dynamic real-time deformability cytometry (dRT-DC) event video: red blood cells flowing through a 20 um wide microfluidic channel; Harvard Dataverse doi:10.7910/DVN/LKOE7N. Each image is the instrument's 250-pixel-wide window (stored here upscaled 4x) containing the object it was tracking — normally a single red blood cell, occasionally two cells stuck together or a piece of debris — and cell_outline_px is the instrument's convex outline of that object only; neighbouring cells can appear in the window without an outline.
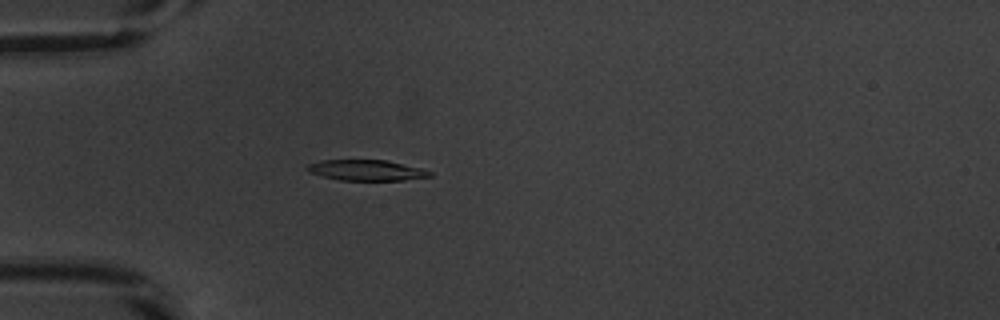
{"species": "common noctule bat (a hibernating species)", "species_latin": "Nyctalus noctula", "temperature_condition": "warm", "stored_images_in_passage": 45, "camera_frame_rate_fps": 3000, "um_per_image_px": 0.085, "animal": {"sex": "male", "body_mass_g": 20.1, "forearm_length_mm": 53.5}, "frame": {"image": 1, "passage_image": 8, "time_ms": 2.333, "image_size_px": [1000, 320], "cell_outline_px": [[432, 176], [404, 180], [340, 180], [308, 172], [308, 164], [320, 160], [384, 160], [420, 168], [432, 172]], "centroid_in_image_um": [31.14, 14.47], "position_along_channel_um": 53.9, "area_um2": 14.51}}
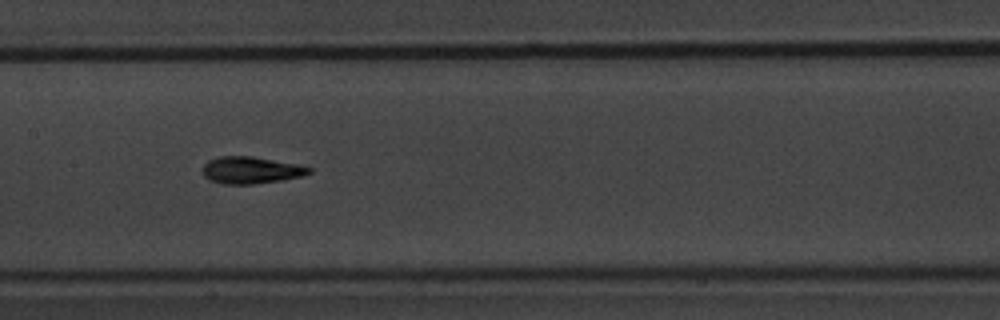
{"frame": {"image": 2, "passage_image": 19, "time_ms": 6.0, "image_size_px": [1000, 320], "cell_outline_px": [[312, 172], [304, 176], [280, 180], [252, 184], [220, 184], [208, 180], [204, 176], [204, 164], [208, 160], [220, 156], [252, 156], [296, 164], [312, 168]], "centroid_in_image_um": [21.32, 14.47], "position_along_channel_um": 186.1, "area_um2": 16.7}}
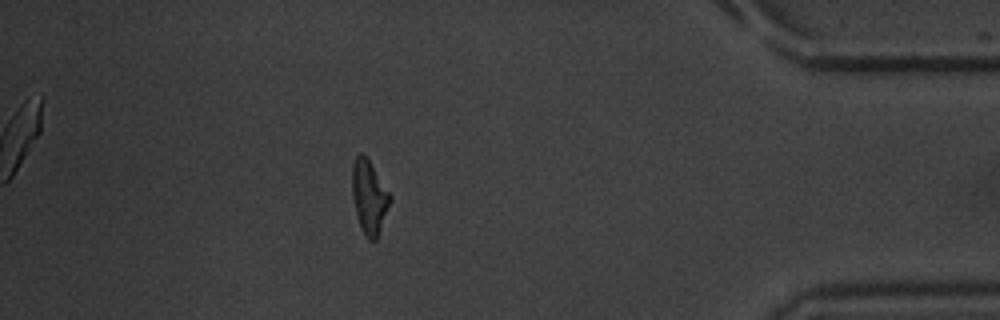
{"frame": {"image": 3, "passage_image": 39, "time_ms": 12.667, "image_size_px": [1000, 320], "cell_outline_px": [[392, 200], [376, 240], [368, 240], [364, 236], [356, 212], [352, 196], [352, 164], [356, 156], [360, 152], [368, 160], [392, 196]], "centroid_in_image_um": [31.38, 16.76], "position_along_channel_um": 403.8, "area_um2": 16.07}, "authors_computed_cell_mechanics": {"area_um2": 16.0106, "velocity_mm_per_s": 3.8602, "shape_relaxation_time_tau1_ms": 4.2673, "shape_relaxation_time_tau2_ms": 2.2011, "deformation_change_tau1": 0.1926, "deformation_change_tau2": 0.0992}}